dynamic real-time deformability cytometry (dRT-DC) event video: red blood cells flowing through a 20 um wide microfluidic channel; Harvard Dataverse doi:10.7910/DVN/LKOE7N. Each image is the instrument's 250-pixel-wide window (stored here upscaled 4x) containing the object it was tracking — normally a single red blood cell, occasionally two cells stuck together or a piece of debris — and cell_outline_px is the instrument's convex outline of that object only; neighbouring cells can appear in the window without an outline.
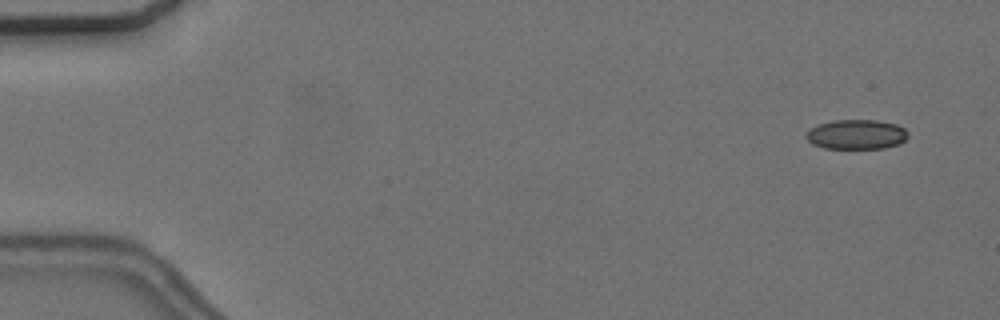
{"species": "common noctule bat (a hibernating species)", "species_latin": "Nyctalus noctula", "temperature_condition": "cold", "stored_images_in_passage": 6, "camera_frame_rate_fps": 3000, "um_per_image_px": 0.085, "animal": {"sex": "female", "body_mass_g": 24.6, "forearm_length_mm": 56.2}, "frame": {"image": 1, "passage_image": 2, "time_ms": 1.0, "image_size_px": [1000, 320], "cell_outline_px": [[908, 136], [900, 144], [884, 148], [824, 148], [812, 144], [804, 136], [816, 124], [832, 120], [876, 120], [896, 124], [904, 128], [908, 132]], "centroid_in_image_um": [72.8, 11.42], "position_along_channel_um": 12.2, "area_um2": 17.69}}